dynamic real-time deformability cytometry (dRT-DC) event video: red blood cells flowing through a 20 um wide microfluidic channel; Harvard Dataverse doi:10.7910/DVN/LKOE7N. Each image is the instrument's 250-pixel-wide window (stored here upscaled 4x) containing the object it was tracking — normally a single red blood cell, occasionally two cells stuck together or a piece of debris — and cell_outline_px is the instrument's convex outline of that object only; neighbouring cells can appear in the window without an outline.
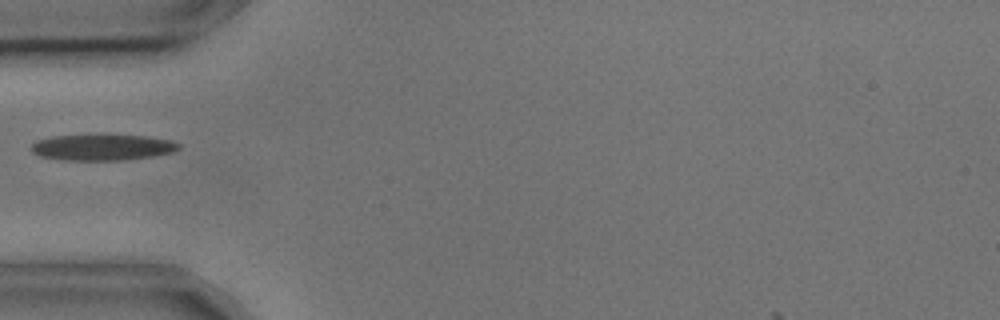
{"species": "common noctule bat (a hibernating species)", "species_latin": "Nyctalus noctula", "temperature_condition": "cold", "stored_images_in_passage": 36, "camera_frame_rate_fps": 3000, "um_per_image_px": 0.085, "animal": {"sex": "male", "body_mass_g": 17.9, "forearm_length_mm": 54.2}, "frame": {"image": 1, "passage_image": 1, "time_ms": 0.0, "image_size_px": [1000, 320], "cell_outline_px": [[180, 148], [176, 152], [152, 156], [124, 160], [64, 160], [40, 156], [32, 152], [32, 144], [36, 140], [52, 136], [144, 136], [172, 140], [180, 144]], "centroid_in_image_um": [8.73, 12.54], "position_along_channel_um": 76.3, "area_um2": 22.08}}
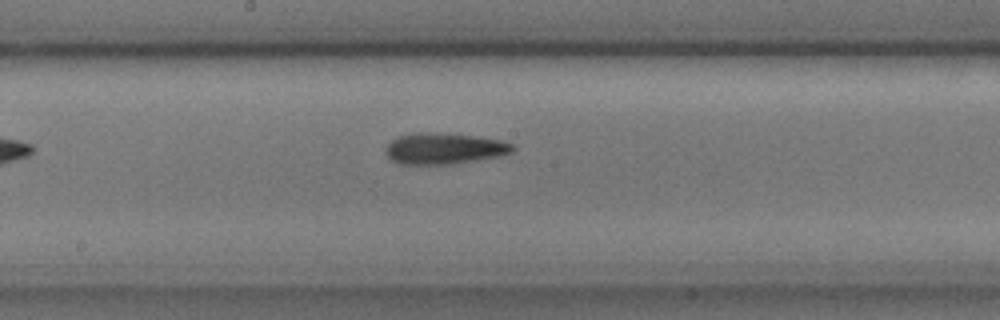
{"frame": {"image": 2, "passage_image": 12, "time_ms": 3.667, "image_size_px": [1000, 320], "cell_outline_px": [[516, 148], [512, 152], [496, 156], [448, 164], [400, 164], [392, 160], [384, 152], [388, 144], [392, 140], [400, 136], [412, 132], [428, 132], [480, 136], [504, 140], [512, 144]], "centroid_in_image_um": [37.75, 12.6], "position_along_channel_um": 210.5, "area_um2": 22.95}}
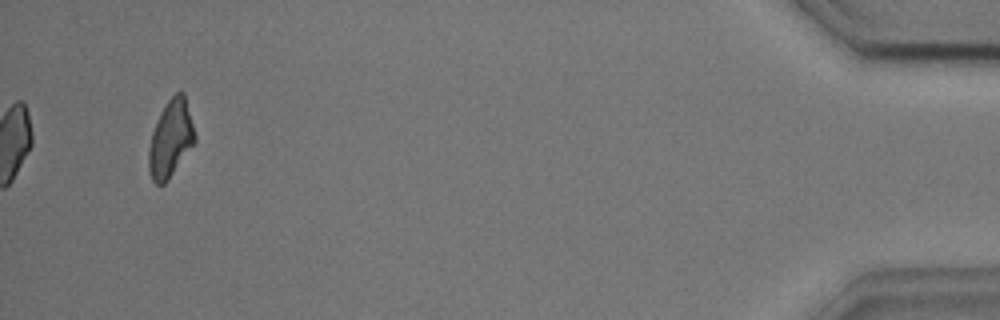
{"frame": {"image": 3, "passage_image": 36, "time_ms": 11.667, "image_size_px": [1000, 320], "cell_outline_px": [[196, 140], [168, 180], [164, 184], [156, 184], [152, 180], [148, 168], [148, 148], [152, 132], [160, 112], [168, 100], [176, 92], [184, 92], [196, 136]], "centroid_in_image_um": [14.49, 11.79], "position_along_channel_um": 420.7, "area_um2": 20.58}}